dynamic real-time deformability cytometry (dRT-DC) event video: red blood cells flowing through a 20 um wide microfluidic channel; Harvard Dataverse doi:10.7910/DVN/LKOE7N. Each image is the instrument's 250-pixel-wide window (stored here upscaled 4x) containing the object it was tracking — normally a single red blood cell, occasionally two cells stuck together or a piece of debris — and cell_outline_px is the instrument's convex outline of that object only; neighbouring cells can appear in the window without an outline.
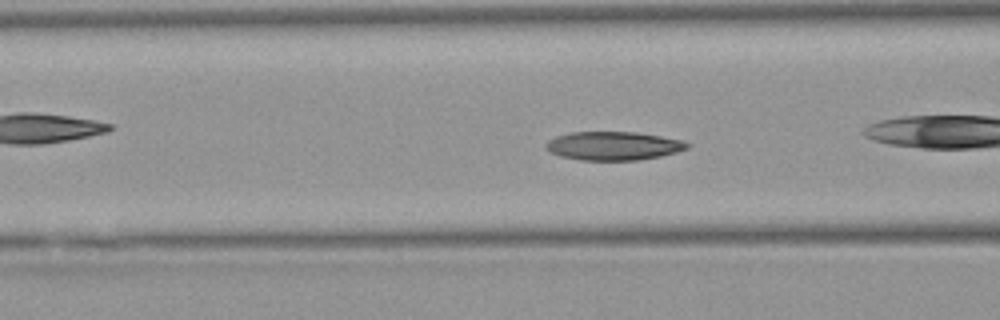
{"species": "Egyptian fruit bat (a non-hibernating species)", "species_latin": "Rousettus aegyptiacus", "temperature_condition": "warm", "stored_images_in_passage": 45, "camera_frame_rate_fps": 3000, "um_per_image_px": 0.085, "animal": {"sex": "female"}, "frame": {"image": 1, "passage_image": 19, "time_ms": 6.0, "image_size_px": [1000, 320], "cell_outline_px": [[692, 144], [688, 148], [676, 152], [660, 156], [640, 160], [580, 160], [560, 156], [544, 148], [544, 144], [548, 140], [556, 136], [572, 132], [636, 132], [684, 140]], "centroid_in_image_um": [52.15, 12.39], "position_along_channel_um": 114.5, "area_um2": 23.64}, "authors_computed_cell_mechanics": {"area_um2": 23.3512, "velocity_mm_per_s": 3.9002, "shape_relaxation_time_tau1_ms": 5.1798, "shape_relaxation_time_tau2_ms": 3.1573, "deformation_change_tau1": 0.1436, "deformation_change_tau2": 0.0904}}